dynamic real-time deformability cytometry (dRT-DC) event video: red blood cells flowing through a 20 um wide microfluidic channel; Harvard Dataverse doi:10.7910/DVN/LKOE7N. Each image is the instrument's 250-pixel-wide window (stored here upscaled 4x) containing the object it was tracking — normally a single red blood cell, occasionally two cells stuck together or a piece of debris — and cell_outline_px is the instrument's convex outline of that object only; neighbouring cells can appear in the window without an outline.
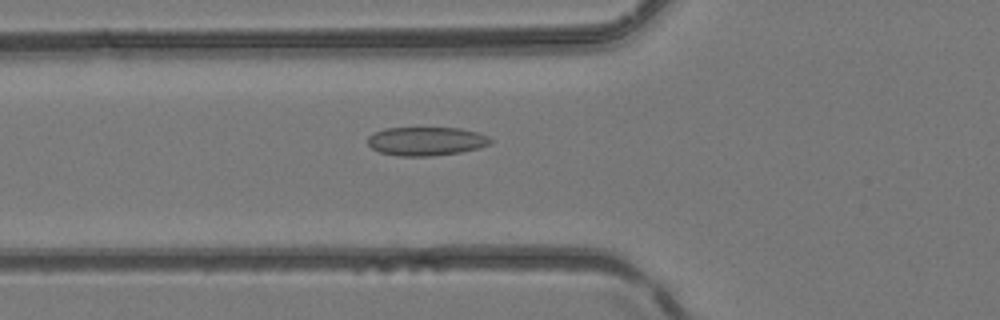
{"species": "common noctule bat (a hibernating species)", "species_latin": "Nyctalus noctula", "temperature_condition": "room temperature", "stored_images_in_passage": 43, "camera_frame_rate_fps": 3000, "um_per_image_px": 0.085, "animal": {"sex": "female", "body_mass_g": 24.6, "forearm_length_mm": 56.2}, "frame": {"image": 1, "passage_image": 16, "time_ms": 5.0, "image_size_px": [1000, 320], "cell_outline_px": [[492, 144], [460, 152], [432, 156], [396, 156], [380, 152], [372, 148], [368, 144], [368, 136], [372, 132], [384, 128], [460, 128], [476, 132], [488, 136], [492, 140]], "centroid_in_image_um": [36.19, 12.0], "position_along_channel_um": 89.6, "area_um2": 20.58}}
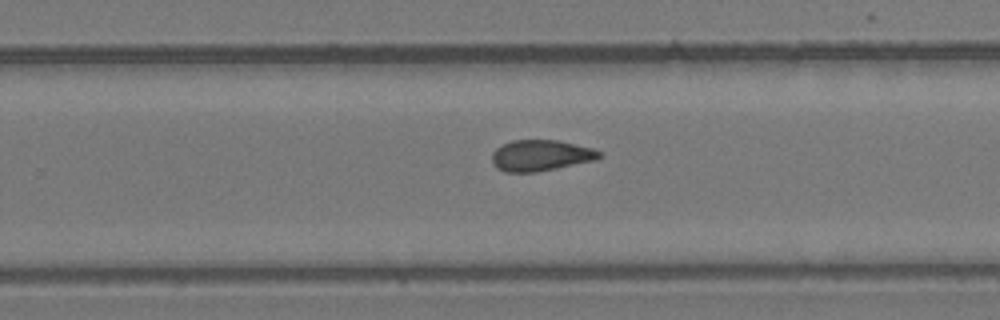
{"frame": {"image": 2, "passage_image": 28, "time_ms": 9.0, "image_size_px": [1000, 320], "cell_outline_px": [[600, 156], [596, 160], [536, 172], [504, 172], [496, 168], [492, 164], [492, 152], [496, 148], [512, 140], [556, 140], [592, 148], [600, 152]], "centroid_in_image_um": [45.91, 13.22], "position_along_channel_um": 283.9, "area_um2": 19.31}}
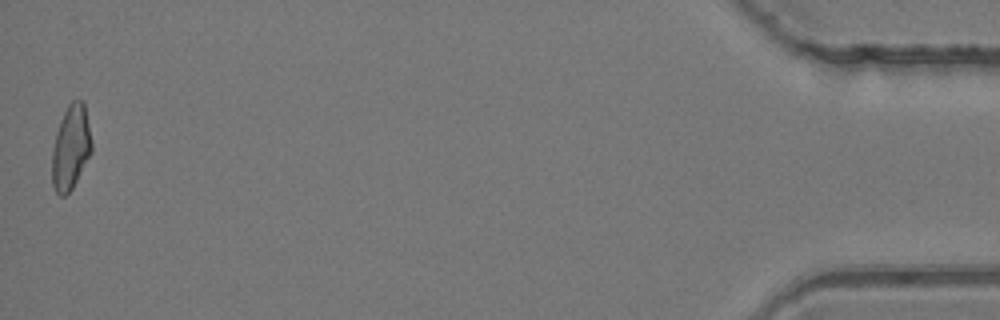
{"frame": {"image": 3, "passage_image": 43, "time_ms": 14.0, "image_size_px": [1000, 320], "cell_outline_px": [[92, 152], [72, 188], [64, 196], [60, 196], [56, 192], [52, 184], [52, 148], [56, 132], [60, 120], [68, 104], [72, 100], [84, 100], [92, 144]], "centroid_in_image_um": [6.01, 12.51], "position_along_channel_um": 429.2, "area_um2": 19.54}}